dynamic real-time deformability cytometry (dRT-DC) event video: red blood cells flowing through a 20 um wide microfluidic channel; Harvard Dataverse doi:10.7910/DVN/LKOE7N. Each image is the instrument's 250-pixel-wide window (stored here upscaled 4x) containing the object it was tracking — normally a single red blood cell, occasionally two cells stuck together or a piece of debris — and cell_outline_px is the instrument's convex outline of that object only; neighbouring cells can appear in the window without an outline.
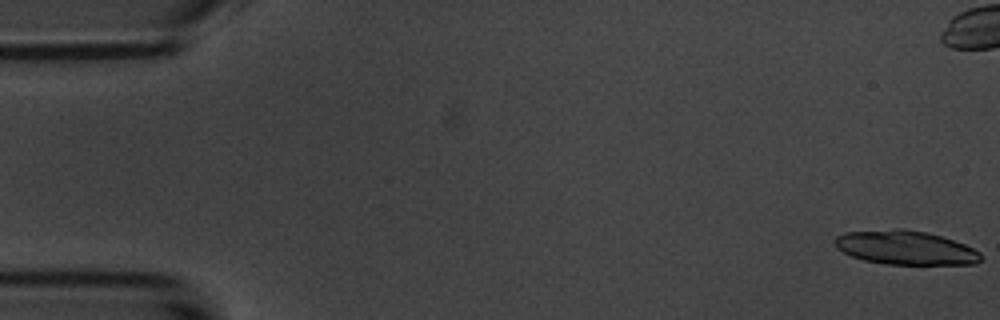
{"species": "common noctule bat (a hibernating species)", "species_latin": "Nyctalus noctula", "temperature_condition": "room temperature", "stored_images_in_passage": 16, "camera_frame_rate_fps": 3000, "um_per_image_px": 0.085, "animal": {"sex": "male", "body_mass_g": 20.1, "forearm_length_mm": 53.5}, "frame": {"image": 1, "passage_image": 1, "time_ms": 0.0, "image_size_px": [1000, 320], "cell_outline_px": [[980, 260], [976, 264], [888, 264], [864, 260], [852, 256], [836, 248], [832, 240], [836, 236], [844, 232], [896, 228], [900, 228], [928, 232], [964, 244], [980, 252]], "centroid_in_image_um": [76.91, 21.04], "position_along_channel_um": 8.1, "area_um2": 28.9}}